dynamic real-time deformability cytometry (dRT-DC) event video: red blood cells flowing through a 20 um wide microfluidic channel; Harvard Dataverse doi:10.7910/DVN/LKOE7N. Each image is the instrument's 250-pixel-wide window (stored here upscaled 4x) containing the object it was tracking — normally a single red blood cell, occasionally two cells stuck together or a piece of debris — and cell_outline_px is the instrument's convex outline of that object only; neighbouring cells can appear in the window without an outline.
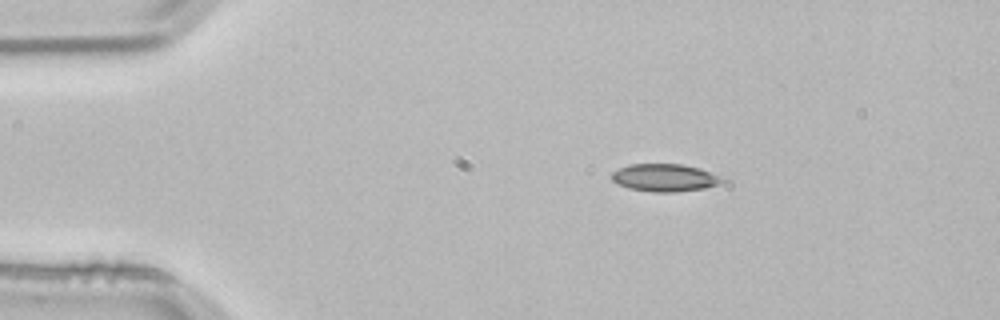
{"species": "common noctule bat (a hibernating species)", "species_latin": "Nyctalus noctula", "temperature_condition": "room temperature", "stored_images_in_passage": 3, "camera_frame_rate_fps": 3000, "um_per_image_px": 0.085, "animal": {"sex": "male", "body_mass_g": 21.5, "forearm_length_mm": 52.0}, "frame": {"image": 1, "passage_image": 2, "time_ms": 0.333, "image_size_px": [1000, 320], "cell_outline_px": [[728, 176], [720, 184], [704, 188], [676, 192], [652, 192], [628, 188], [612, 180], [612, 172], [628, 164], [684, 164], [700, 168]], "centroid_in_image_um": [56.6, 15.09], "position_along_channel_um": 28.4, "area_um2": 18.09}}